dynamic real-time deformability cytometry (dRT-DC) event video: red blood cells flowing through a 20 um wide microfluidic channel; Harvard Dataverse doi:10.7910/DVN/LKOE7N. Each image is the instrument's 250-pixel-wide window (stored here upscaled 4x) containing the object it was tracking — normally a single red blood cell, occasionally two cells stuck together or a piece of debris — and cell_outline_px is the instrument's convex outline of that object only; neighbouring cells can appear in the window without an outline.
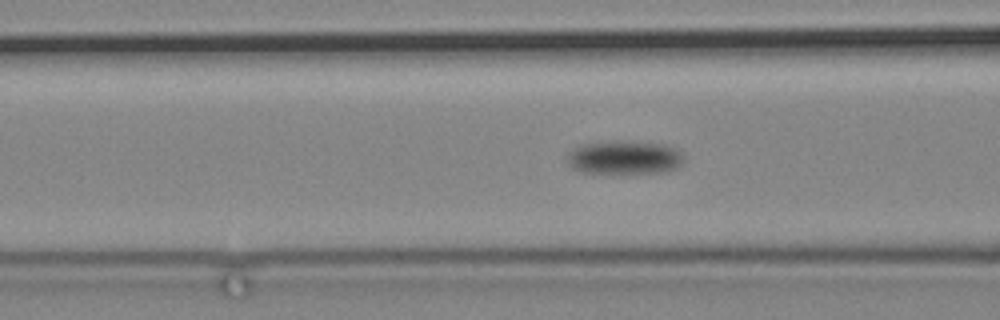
{"species": "common noctule bat (a hibernating species)", "species_latin": "Nyctalus noctula", "temperature_condition": "cold", "stored_images_in_passage": 59, "camera_frame_rate_fps": 3000, "um_per_image_px": 0.085, "animal": {"sex": "male", "body_mass_g": 19.2, "forearm_length_mm": 51.8}, "frame": {"image": 1, "passage_image": 14, "time_ms": 4.333, "image_size_px": [1000, 320], "cell_outline_px": [[684, 160], [676, 168], [664, 172], [580, 172], [572, 168], [568, 164], [568, 152], [572, 148], [580, 144], [620, 140], [632, 140], [668, 144], [676, 148], [680, 152]], "centroid_in_image_um": [53.07, 13.35], "position_along_channel_um": 113.5, "area_um2": 23.06}}
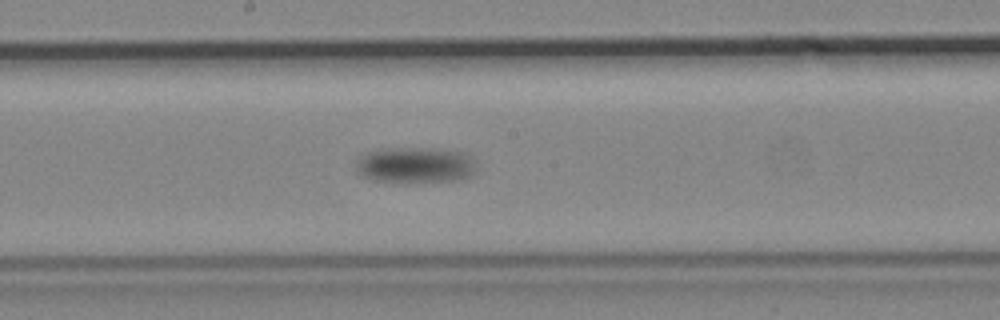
{"frame": {"image": 2, "passage_image": 25, "time_ms": 8.0, "image_size_px": [1000, 320], "cell_outline_px": [[476, 172], [468, 176], [456, 180], [408, 184], [400, 184], [376, 180], [360, 176], [356, 172], [356, 160], [364, 152], [376, 148], [432, 148], [464, 152], [472, 156], [476, 164]], "centroid_in_image_um": [35.25, 14.04], "position_along_channel_um": 212.9, "area_um2": 26.3}}
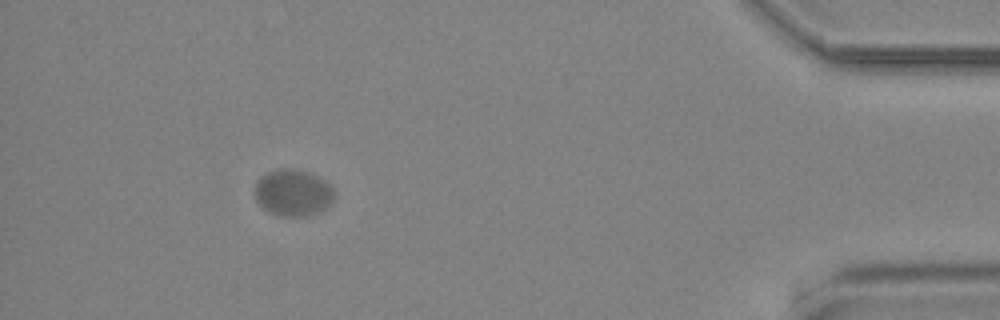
{"frame": {"image": 3, "passage_image": 53, "time_ms": 17.333, "image_size_px": [1000, 320], "cell_outline_px": [[336, 192], [332, 204], [316, 212], [304, 216], [280, 216], [268, 212], [256, 200], [256, 180], [260, 176], [268, 172], [280, 168], [292, 168], [308, 172], [320, 176], [332, 184]], "centroid_in_image_um": [24.95, 16.36], "position_along_channel_um": 410.2, "area_um2": 21.91}}